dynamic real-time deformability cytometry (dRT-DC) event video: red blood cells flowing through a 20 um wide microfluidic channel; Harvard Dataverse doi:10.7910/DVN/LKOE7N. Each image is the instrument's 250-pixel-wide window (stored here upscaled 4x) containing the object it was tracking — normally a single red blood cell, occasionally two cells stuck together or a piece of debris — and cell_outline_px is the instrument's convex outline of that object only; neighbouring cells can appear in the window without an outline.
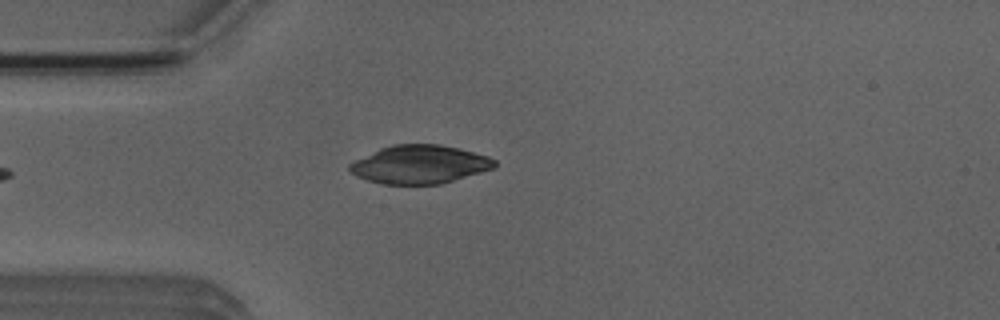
{"species": "Egyptian fruit bat (a non-hibernating species)", "species_latin": "Rousettus aegyptiacus", "temperature_condition": "room temperature", "stored_images_in_passage": 2, "camera_frame_rate_fps": 3000, "um_per_image_px": 0.085, "animal": {"sex": "male"}, "frame": {"image": 1, "passage_image": 2, "time_ms": 1.0, "image_size_px": [1000, 320], "cell_outline_px": [[496, 168], [440, 184], [380, 184], [356, 176], [348, 168], [348, 164], [380, 148], [392, 144], [440, 144], [460, 148], [488, 156], [496, 160]], "centroid_in_image_um": [35.7, 13.97], "position_along_channel_um": 49.3, "area_um2": 32.48}}